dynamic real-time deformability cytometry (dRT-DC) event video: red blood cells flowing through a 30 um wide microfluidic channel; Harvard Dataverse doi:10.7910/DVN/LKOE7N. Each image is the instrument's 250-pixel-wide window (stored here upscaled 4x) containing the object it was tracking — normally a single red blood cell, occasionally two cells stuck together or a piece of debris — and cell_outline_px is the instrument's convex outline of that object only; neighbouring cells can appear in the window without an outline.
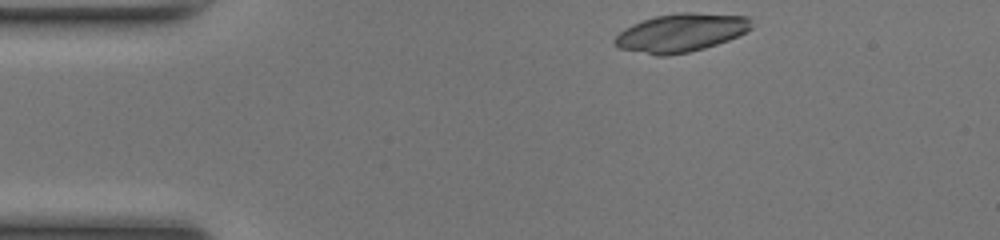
{"species": "common noctule bat (a hibernating species)", "species_latin": "Nyctalus noctula", "temperature_condition": "room temperature", "stored_images_in_passage": 33, "camera_frame_rate_fps": 3000, "um_per_image_px": 0.085, "animal": {"sex": "female", "body_mass_g": 17.0, "forearm_length_mm": 48.0}, "frame": {"image": 1, "passage_image": 1, "time_ms": 0.0, "image_size_px": [1000, 240], "cell_outline_px": [[752, 28], [728, 40], [704, 48], [688, 52], [664, 56], [656, 56], [616, 48], [612, 40], [624, 28], [640, 20], [656, 16], [676, 12], [692, 12], [748, 16]], "centroid_in_image_um": [57.81, 2.78], "position_along_channel_um": 27.2, "area_um2": 30.69}}